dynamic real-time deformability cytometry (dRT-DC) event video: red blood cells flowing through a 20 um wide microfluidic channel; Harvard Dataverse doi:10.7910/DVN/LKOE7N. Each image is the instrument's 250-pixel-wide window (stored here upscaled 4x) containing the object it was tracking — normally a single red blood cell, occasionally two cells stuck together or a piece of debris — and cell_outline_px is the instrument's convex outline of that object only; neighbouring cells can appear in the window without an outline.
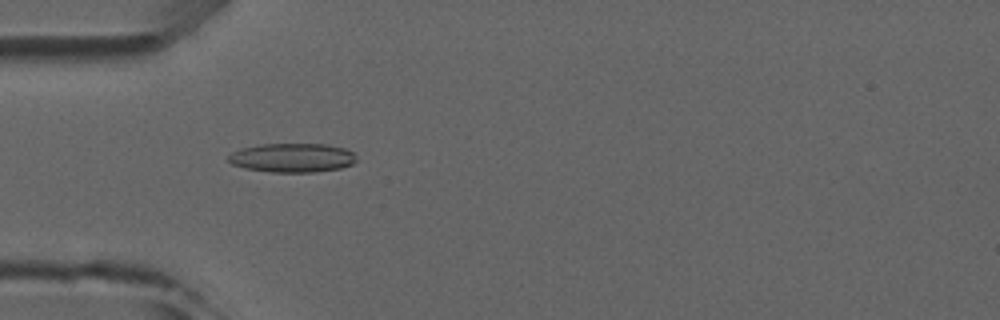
{"species": "common noctule bat (a hibernating species)", "species_latin": "Nyctalus noctula", "temperature_condition": "room temperature", "stored_images_in_passage": 5, "camera_frame_rate_fps": 3000, "um_per_image_px": 0.085, "animal": {"sex": "male", "forearm_length_mm": 52.5}, "frame": {"image": 1, "passage_image": 5, "time_ms": 4.667, "image_size_px": [1000, 320], "cell_outline_px": [[356, 160], [352, 164], [340, 168], [312, 172], [272, 172], [244, 168], [232, 164], [228, 160], [228, 156], [232, 152], [240, 148], [260, 144], [324, 144], [344, 148], [352, 152], [356, 156]], "centroid_in_image_um": [24.82, 13.4], "position_along_channel_um": 60.2, "area_um2": 21.62}}